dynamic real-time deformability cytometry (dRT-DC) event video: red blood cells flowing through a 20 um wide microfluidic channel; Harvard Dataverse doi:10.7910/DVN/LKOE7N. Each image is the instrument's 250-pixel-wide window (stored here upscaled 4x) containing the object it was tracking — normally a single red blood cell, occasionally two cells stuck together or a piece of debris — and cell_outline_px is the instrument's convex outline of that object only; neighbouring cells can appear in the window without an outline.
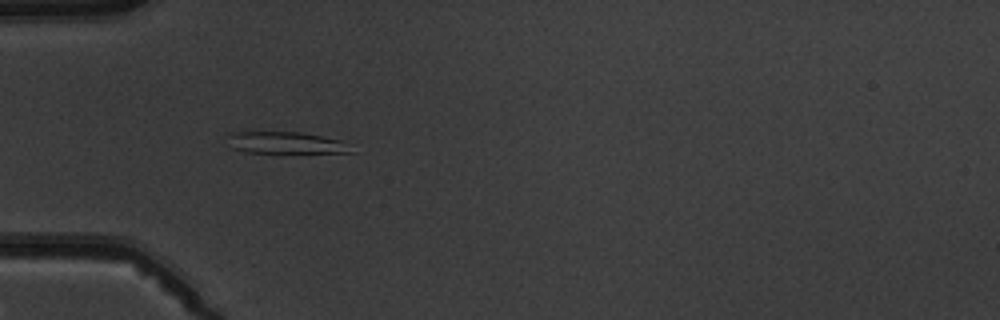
{"species": "common noctule bat (a hibernating species)", "species_latin": "Nyctalus noctula", "temperature_condition": "warm", "stored_images_in_passage": 5, "camera_frame_rate_fps": 3000, "um_per_image_px": 0.085, "animal": {"sex": "male", "body_mass_g": 19.5, "forearm_length_mm": 54.6}, "frame": {"image": 1, "passage_image": 4, "time_ms": 3.667, "image_size_px": [1000, 320], "cell_outline_px": [[356, 152], [244, 152], [232, 148], [228, 136], [228, 132], [300, 132], [340, 140]], "centroid_in_image_um": [24.24, 12.12], "position_along_channel_um": 60.8, "area_um2": 15.26}}
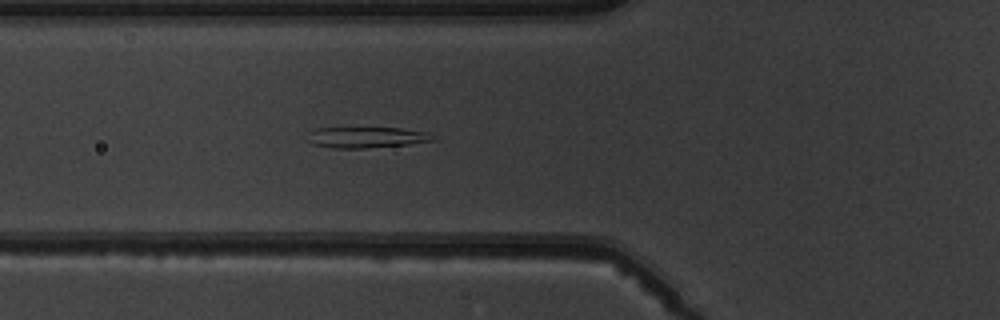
{"frame": {"image": 2, "passage_image": 5, "time_ms": 4.667, "image_size_px": [1000, 320], "cell_outline_px": [[436, 140], [408, 144], [364, 148], [336, 148], [312, 144], [308, 132], [316, 128], [400, 128], [424, 132]], "centroid_in_image_um": [31.11, 11.67], "position_along_channel_um": 94.7, "area_um2": 14.85}}